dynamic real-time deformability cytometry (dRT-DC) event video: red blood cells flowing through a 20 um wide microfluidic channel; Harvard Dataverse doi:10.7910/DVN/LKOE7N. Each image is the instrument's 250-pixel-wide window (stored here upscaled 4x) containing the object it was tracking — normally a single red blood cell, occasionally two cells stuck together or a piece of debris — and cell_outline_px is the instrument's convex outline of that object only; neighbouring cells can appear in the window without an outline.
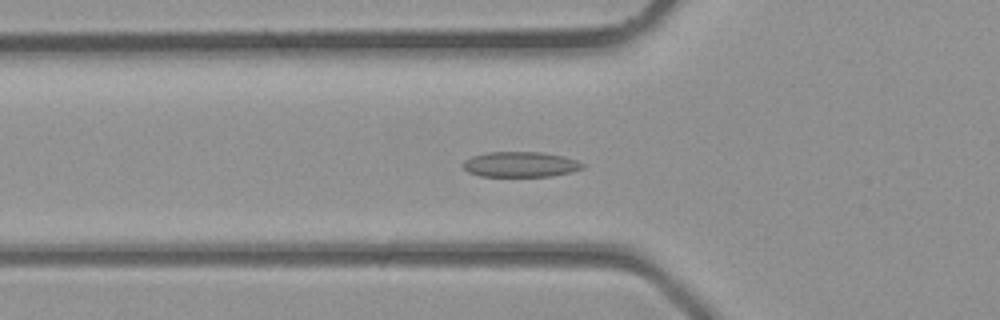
{"species": "common noctule bat (a hibernating species)", "species_latin": "Nyctalus noctula", "temperature_condition": "room temperature", "stored_images_in_passage": 32, "segment_of_instrument_passage": [1, 2], "camera_frame_rate_fps": 3000, "um_per_image_px": 0.085, "animal": {"sex": "male", "body_mass_g": 23.1, "forearm_length_mm": 52.7}, "frame": {"image": 1, "passage_image": 6, "time_ms": 1.667, "image_size_px": [1000, 320], "cell_outline_px": [[584, 168], [572, 172], [552, 176], [480, 176], [468, 172], [464, 168], [464, 160], [472, 156], [488, 152], [540, 152], [564, 156], [576, 160], [584, 164]], "centroid_in_image_um": [44.26, 13.97], "position_along_channel_um": 81.5, "area_um2": 17.63}}
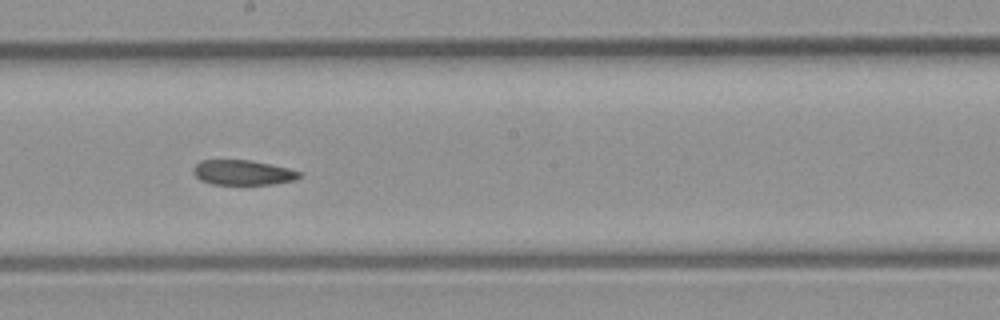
{"frame": {"image": 2, "passage_image": 14, "time_ms": 4.333, "image_size_px": [1000, 320], "cell_outline_px": [[300, 176], [292, 180], [272, 184], [212, 184], [200, 180], [192, 172], [192, 168], [200, 160], [252, 160], [288, 168], [300, 172]], "centroid_in_image_um": [20.58, 14.66], "position_along_channel_um": 227.6, "area_um2": 15.32}}
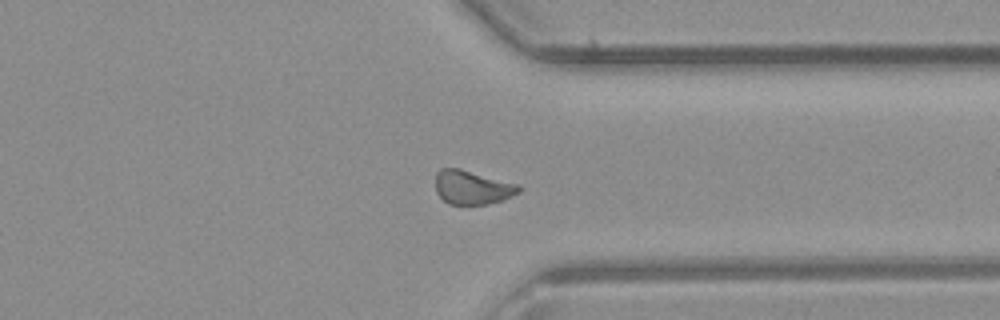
{"frame": {"image": 3, "passage_image": 22, "time_ms": 7.0, "image_size_px": [1000, 320], "cell_outline_px": [[520, 192], [500, 200], [488, 204], [448, 204], [436, 192], [436, 172], [440, 168], [460, 168], [520, 184]], "centroid_in_image_um": [40.13, 15.91], "position_along_channel_um": 371.3, "area_um2": 16.47}}